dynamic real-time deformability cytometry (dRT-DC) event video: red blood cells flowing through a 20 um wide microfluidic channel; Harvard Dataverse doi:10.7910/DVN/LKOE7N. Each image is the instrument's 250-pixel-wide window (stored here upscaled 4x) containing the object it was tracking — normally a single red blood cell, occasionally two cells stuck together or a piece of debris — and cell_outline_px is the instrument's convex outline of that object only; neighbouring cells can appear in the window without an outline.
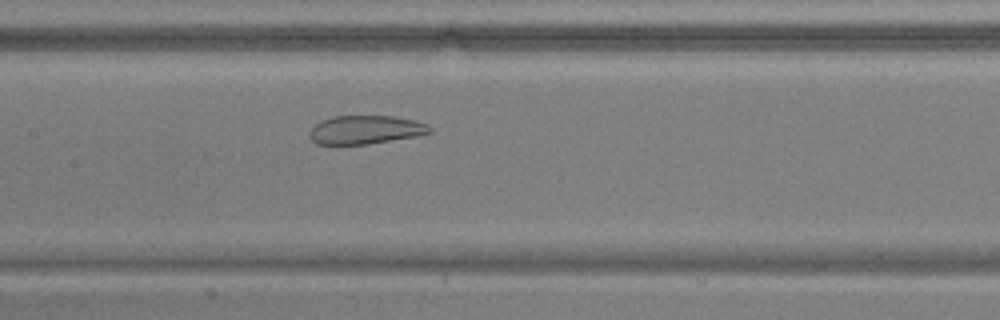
{"species": "common noctule bat (a hibernating species)", "species_latin": "Nyctalus noctula", "temperature_condition": "warm", "stored_images_in_passage": 38, "camera_frame_rate_fps": 3000, "um_per_image_px": 0.085, "animal": {"sex": "male", "body_mass_g": 17.9, "forearm_length_mm": 54.2}, "frame": {"image": 1, "passage_image": 17, "time_ms": 5.333, "image_size_px": [1000, 320], "cell_outline_px": [[432, 132], [416, 136], [368, 144], [316, 144], [308, 136], [308, 132], [320, 120], [332, 116], [392, 116], [416, 120], [428, 124], [432, 128]], "centroid_in_image_um": [31.06, 11.02], "position_along_channel_um": 176.3, "area_um2": 20.11}}
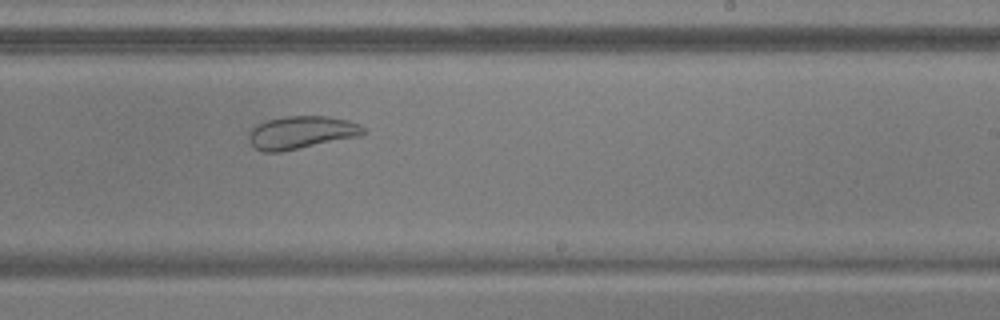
{"frame": {"image": 2, "passage_image": 24, "time_ms": 7.667, "image_size_px": [1000, 320], "cell_outline_px": [[368, 132], [360, 136], [280, 152], [264, 152], [256, 148], [248, 140], [248, 132], [256, 124], [268, 120], [284, 116], [328, 116], [348, 120], [360, 124]], "centroid_in_image_um": [25.62, 11.25], "position_along_channel_um": 263.4, "area_um2": 22.02}}
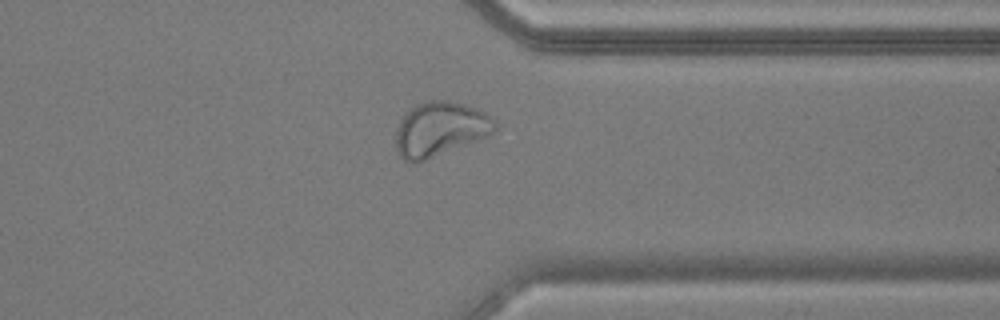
{"frame": {"image": 3, "passage_image": 33, "time_ms": 10.667, "image_size_px": [1000, 320], "cell_outline_px": [[500, 128], [496, 132], [488, 136], [416, 164], [412, 164], [404, 160], [400, 156], [396, 148], [396, 128], [400, 120], [416, 104], [432, 100], [448, 100], [464, 104], [476, 108], [484, 112]], "centroid_in_image_um": [37.4, 10.99], "position_along_channel_um": 374.0, "area_um2": 31.5}}